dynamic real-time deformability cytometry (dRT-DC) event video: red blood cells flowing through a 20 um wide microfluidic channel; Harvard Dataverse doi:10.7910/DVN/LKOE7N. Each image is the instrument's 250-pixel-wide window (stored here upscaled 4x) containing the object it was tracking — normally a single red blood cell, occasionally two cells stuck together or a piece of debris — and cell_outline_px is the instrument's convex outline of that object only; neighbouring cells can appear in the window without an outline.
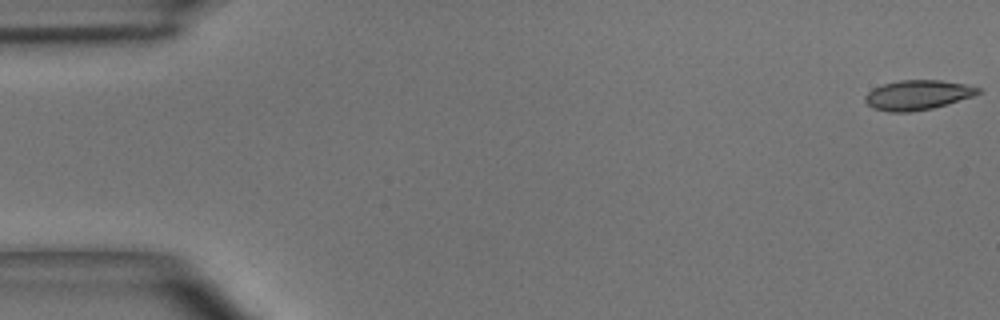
{"species": "common noctule bat (a hibernating species)", "species_latin": "Nyctalus noctula", "temperature_condition": "room temperature", "stored_images_in_passage": 44, "camera_frame_rate_fps": 3000, "um_per_image_px": 0.085, "animal": {"sex": "male", "body_mass_g": 15.6}, "frame": {"image": 1, "passage_image": 1, "time_ms": 0.0, "image_size_px": [1000, 320], "cell_outline_px": [[980, 92], [972, 96], [932, 108], [912, 112], [888, 112], [872, 108], [864, 100], [864, 96], [872, 88], [884, 84], [900, 80], [940, 80], [964, 84], [980, 88]], "centroid_in_image_um": [77.94, 8.07], "position_along_channel_um": 7.1, "area_um2": 19.42}}
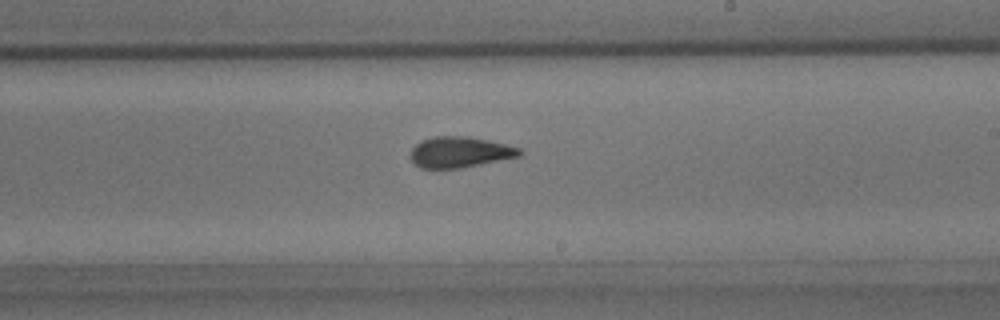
{"frame": {"image": 2, "passage_image": 29, "time_ms": 9.333, "image_size_px": [1000, 320], "cell_outline_px": [[524, 152], [520, 156], [460, 168], [420, 168], [412, 160], [412, 148], [420, 140], [432, 136], [468, 136], [508, 144], [520, 148]], "centroid_in_image_um": [39.11, 12.91], "position_along_channel_um": 249.9, "area_um2": 19.59}}
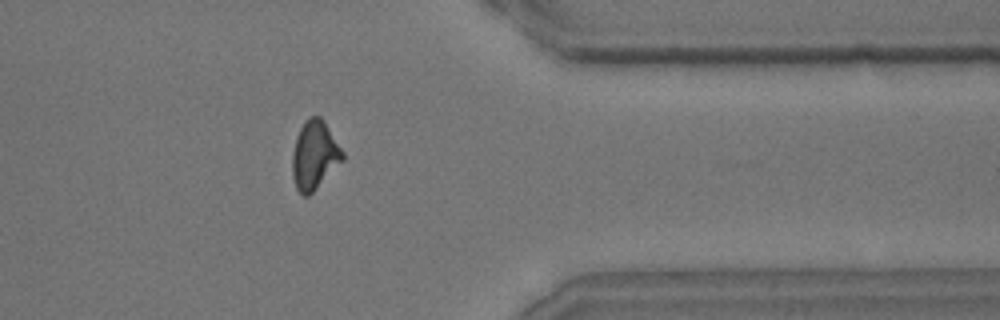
{"frame": {"image": 3, "passage_image": 40, "time_ms": 13.0, "image_size_px": [1000, 320], "cell_outline_px": [[344, 160], [308, 196], [304, 196], [296, 188], [292, 172], [292, 156], [296, 136], [304, 120], [308, 116], [320, 116], [324, 120], [344, 152]], "centroid_in_image_um": [26.74, 13.15], "position_along_channel_um": 384.7, "area_um2": 20.11}, "authors_computed_cell_mechanics": {"area_um2": 19.7965, "velocity_mm_per_s": 4.059, "shape_relaxation_time_tau1_ms": 5.8868, "shape_relaxation_time_tau2_ms": 1.4237, "deformation_change_tau1": 0.1865, "deformation_change_tau2": 0.0954}}